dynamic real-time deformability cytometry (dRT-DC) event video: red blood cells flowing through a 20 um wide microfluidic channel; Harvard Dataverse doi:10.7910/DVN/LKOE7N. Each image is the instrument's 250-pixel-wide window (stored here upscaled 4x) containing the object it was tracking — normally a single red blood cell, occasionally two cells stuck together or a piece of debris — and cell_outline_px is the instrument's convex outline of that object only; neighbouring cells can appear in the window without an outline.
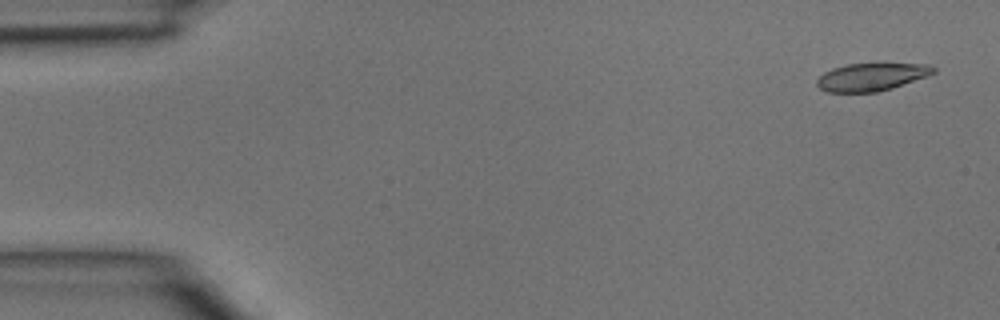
{"species": "common noctule bat (a hibernating species)", "species_latin": "Nyctalus noctula", "temperature_condition": "room temperature", "stored_images_in_passage": 4, "camera_frame_rate_fps": 3000, "um_per_image_px": 0.085, "animal": {"sex": "male", "body_mass_g": 15.6}, "frame": {"image": 1, "passage_image": 1, "time_ms": 0.0, "image_size_px": [1000, 320], "cell_outline_px": [[936, 72], [928, 76], [892, 88], [876, 92], [828, 92], [820, 88], [816, 84], [816, 80], [824, 72], [832, 68], [848, 64], [880, 60], [928, 64], [936, 68]], "centroid_in_image_um": [74.15, 6.47], "position_along_channel_um": 10.9, "area_um2": 19.88}}
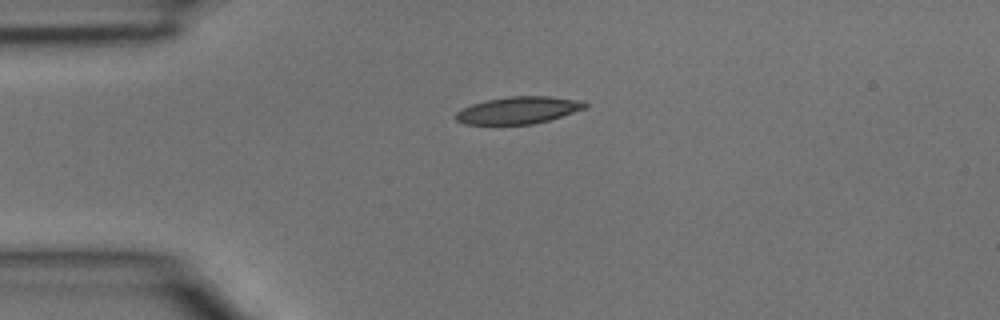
{"frame": {"image": 2, "passage_image": 3, "time_ms": 0.667, "image_size_px": [1000, 320], "cell_outline_px": [[588, 104], [584, 108], [548, 120], [532, 124], [464, 124], [456, 120], [456, 112], [472, 104], [488, 100], [508, 96], [548, 96], [572, 100]], "centroid_in_image_um": [43.98, 9.37], "position_along_channel_um": 41.0, "area_um2": 19.83}}